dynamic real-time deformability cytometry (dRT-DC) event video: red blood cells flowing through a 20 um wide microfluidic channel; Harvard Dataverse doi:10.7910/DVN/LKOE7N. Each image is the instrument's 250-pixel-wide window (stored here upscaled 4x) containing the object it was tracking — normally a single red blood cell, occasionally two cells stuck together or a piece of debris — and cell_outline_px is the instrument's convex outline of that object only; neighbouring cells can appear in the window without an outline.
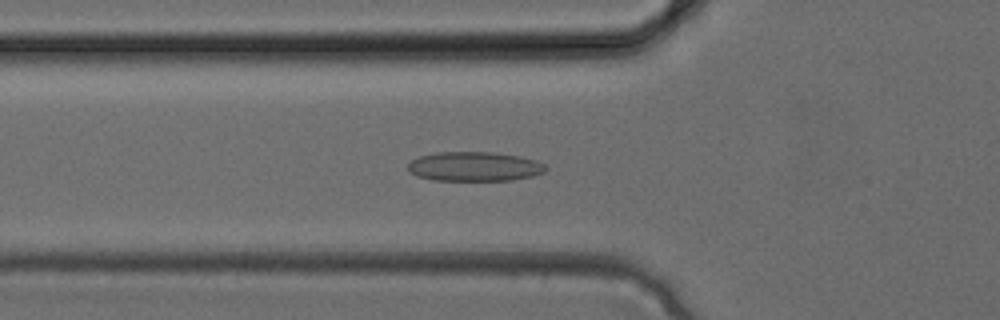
{"species": "common noctule bat (a hibernating species)", "species_latin": "Nyctalus noctula", "temperature_condition": "cold", "stored_images_in_passage": 34, "camera_frame_rate_fps": 3000, "um_per_image_px": 0.085, "animal": {"sex": "female", "body_mass_g": 24.6, "forearm_length_mm": 56.2}, "frame": {"image": 1, "passage_image": 12, "time_ms": 3.667, "image_size_px": [1000, 320], "cell_outline_px": [[548, 168], [544, 172], [532, 176], [512, 180], [432, 180], [416, 176], [408, 172], [408, 164], [412, 160], [420, 156], [436, 152], [496, 152], [520, 156], [536, 160], [544, 164]], "centroid_in_image_um": [40.32, 14.15], "position_along_channel_um": 85.5, "area_um2": 23.76}}
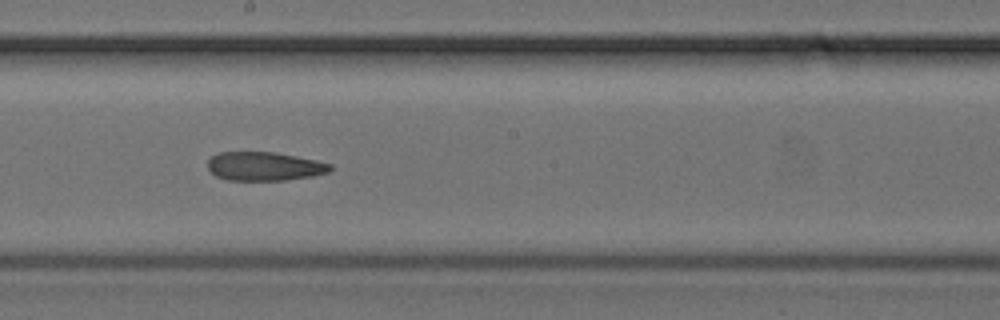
{"frame": {"image": 2, "passage_image": 19, "time_ms": 6.0, "image_size_px": [1000, 320], "cell_outline_px": [[332, 168], [328, 172], [312, 176], [284, 180], [228, 180], [216, 176], [208, 168], [208, 160], [212, 156], [220, 152], [276, 152], [316, 160], [332, 164]], "centroid_in_image_um": [22.48, 14.13], "position_along_channel_um": 225.7, "area_um2": 20.46}}
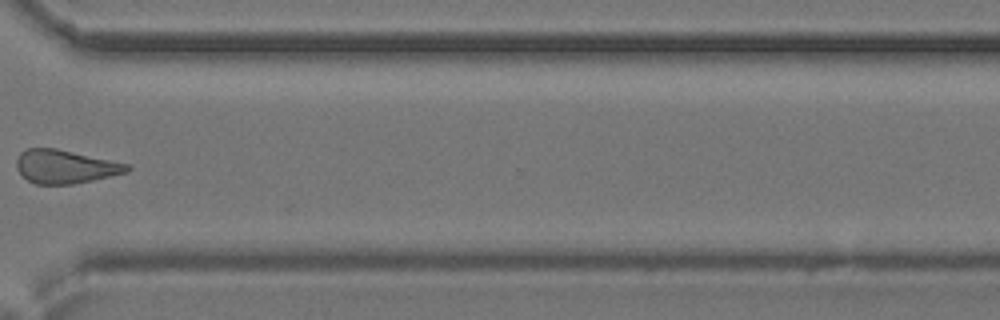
{"frame": {"image": 3, "passage_image": 26, "time_ms": 8.333, "image_size_px": [1000, 320], "cell_outline_px": [[132, 168], [128, 172], [92, 180], [72, 184], [36, 184], [28, 180], [16, 168], [16, 160], [20, 152], [24, 148], [56, 148], [128, 164]], "centroid_in_image_um": [5.52, 14.15], "position_along_channel_um": 365.1, "area_um2": 21.44}}